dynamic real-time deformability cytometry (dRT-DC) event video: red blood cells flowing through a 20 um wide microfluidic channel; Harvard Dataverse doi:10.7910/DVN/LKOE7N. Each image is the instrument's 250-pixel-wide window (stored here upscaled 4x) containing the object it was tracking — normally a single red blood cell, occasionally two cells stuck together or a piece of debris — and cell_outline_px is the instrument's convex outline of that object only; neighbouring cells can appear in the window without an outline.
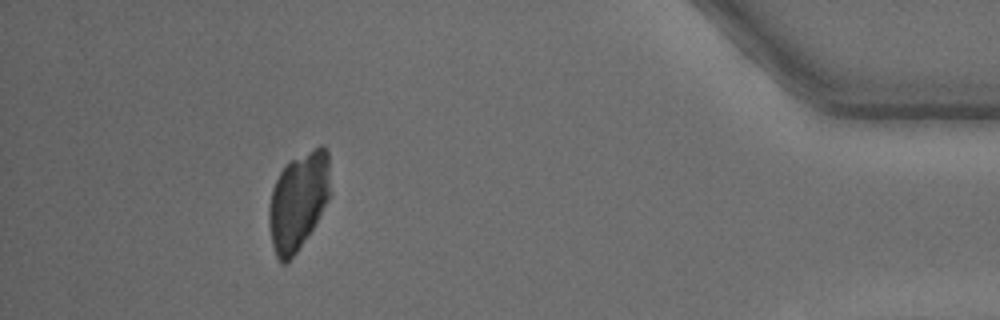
{"species": "common noctule bat (a hibernating species)", "species_latin": "Nyctalus noctula", "temperature_condition": "warm", "stored_images_in_passage": 40, "camera_frame_rate_fps": 3000, "um_per_image_px": 0.085, "animal": {"sex": "male", "body_mass_g": 15.6}, "frame": {"image": 1, "passage_image": 35, "time_ms": 11.333, "image_size_px": [1000, 320], "cell_outline_px": [[328, 200], [312, 228], [300, 248], [284, 264], [280, 264], [276, 256], [272, 244], [268, 224], [268, 208], [272, 188], [280, 172], [292, 160], [320, 144], [324, 144], [328, 148]], "centroid_in_image_um": [25.32, 17.1], "position_along_channel_um": 409.9, "area_um2": 34.45}}